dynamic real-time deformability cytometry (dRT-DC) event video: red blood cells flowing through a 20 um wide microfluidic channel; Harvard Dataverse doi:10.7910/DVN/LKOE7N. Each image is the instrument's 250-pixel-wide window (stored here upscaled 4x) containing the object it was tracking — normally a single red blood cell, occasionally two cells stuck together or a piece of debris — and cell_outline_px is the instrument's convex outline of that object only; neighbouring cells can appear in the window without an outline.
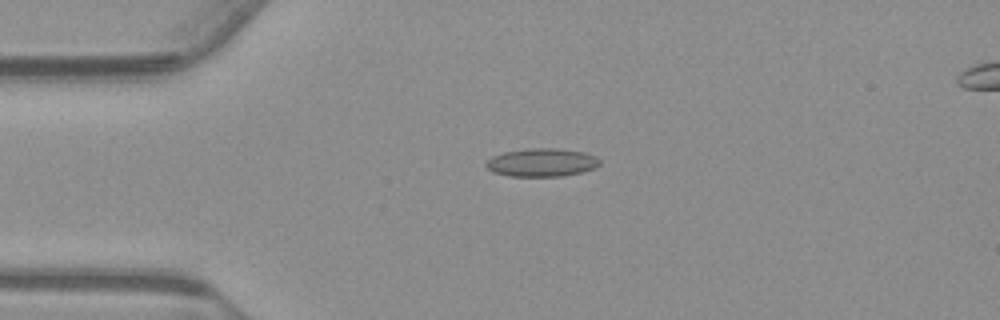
{"species": "common noctule bat (a hibernating species)", "species_latin": "Nyctalus noctula", "temperature_condition": "warm", "stored_images_in_passage": 54, "camera_frame_rate_fps": 3000, "um_per_image_px": 0.085, "animal": {"sex": "male", "body_mass_g": 23.1, "forearm_length_mm": 52.7}, "frame": {"image": 1, "passage_image": 12, "time_ms": 3.667, "image_size_px": [1000, 320], "cell_outline_px": [[600, 164], [596, 168], [564, 176], [508, 176], [492, 172], [484, 164], [492, 156], [504, 152], [528, 148], [556, 148], [584, 152], [596, 156], [600, 160]], "centroid_in_image_um": [46.05, 13.81], "position_along_channel_um": 38.9, "area_um2": 18.79}}
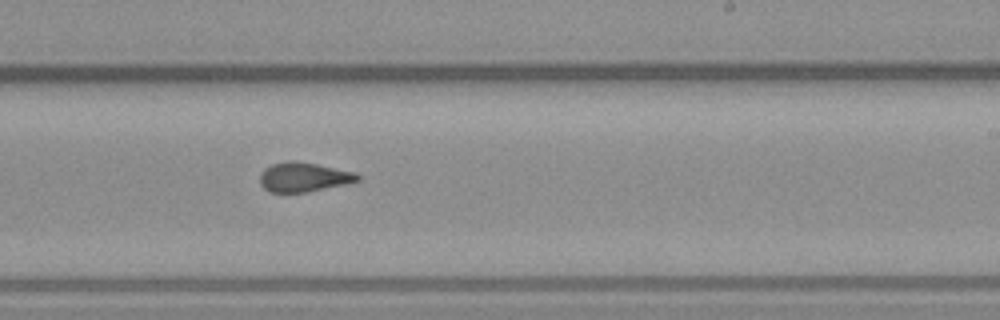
{"frame": {"image": 2, "passage_image": 32, "time_ms": 10.333, "image_size_px": [1000, 320], "cell_outline_px": [[360, 180], [344, 184], [308, 192], [272, 192], [264, 188], [260, 184], [260, 172], [264, 168], [272, 164], [288, 160], [296, 160], [356, 172], [360, 176]], "centroid_in_image_um": [25.79, 15.04], "position_along_channel_um": 263.2, "area_um2": 16.76}}
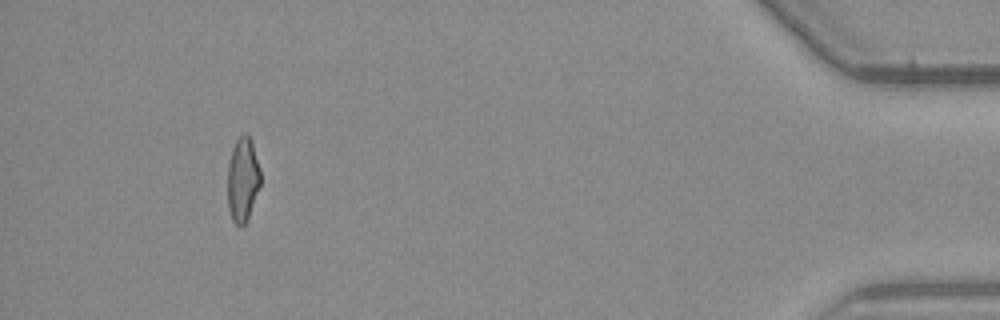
{"frame": {"image": 3, "passage_image": 50, "time_ms": 16.333, "image_size_px": [1000, 320], "cell_outline_px": [[260, 184], [248, 220], [240, 228], [232, 220], [228, 208], [228, 164], [232, 148], [236, 140], [244, 132], [248, 132], [252, 140], [260, 168]], "centroid_in_image_um": [20.63, 15.24], "position_along_channel_um": 414.6, "area_um2": 16.42}, "authors_computed_cell_mechanics": {"area_um2": 17.1088, "velocity_mm_per_s": 3.7456, "shape_relaxation_time_tau1_ms": 5.683, "shape_relaxation_time_tau2_ms": 1.2881, "deformation_change_tau1": 0.1446, "deformation_change_tau2": 0.0896}}